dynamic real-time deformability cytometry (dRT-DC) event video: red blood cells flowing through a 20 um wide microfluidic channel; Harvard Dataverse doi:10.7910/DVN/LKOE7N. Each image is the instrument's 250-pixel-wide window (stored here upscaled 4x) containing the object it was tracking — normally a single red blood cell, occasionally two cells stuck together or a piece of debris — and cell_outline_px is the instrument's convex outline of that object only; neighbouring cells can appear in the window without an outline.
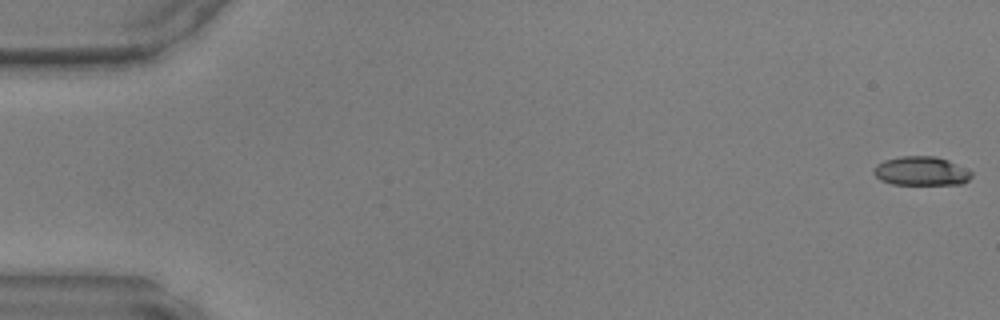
{"species": "common noctule bat (a hibernating species)", "species_latin": "Nyctalus noctula", "temperature_condition": "warm", "stored_images_in_passage": 48, "camera_frame_rate_fps": 3000, "um_per_image_px": 0.085, "animal": {"sex": "male", "body_mass_g": 17.9, "forearm_length_mm": 54.2}, "frame": {"image": 1, "passage_image": 1, "time_ms": 0.0, "image_size_px": [1000, 320], "cell_outline_px": [[972, 176], [964, 184], [892, 184], [880, 180], [872, 172], [876, 164], [884, 160], [900, 156], [936, 156], [948, 160], [972, 172]], "centroid_in_image_um": [78.28, 14.54], "position_along_channel_um": 6.7, "area_um2": 16.53}}
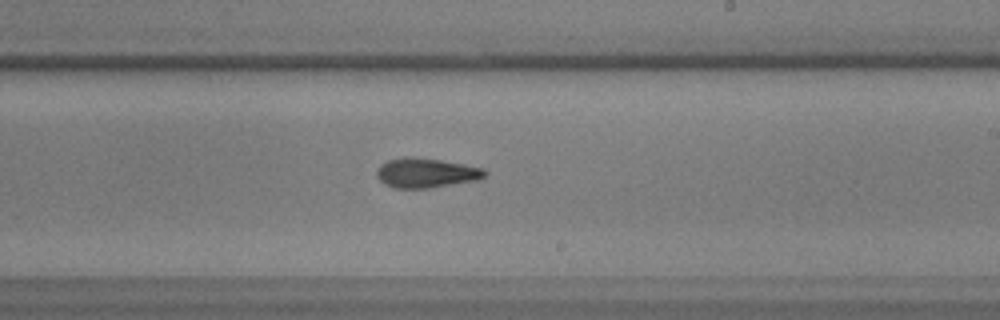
{"frame": {"image": 2, "passage_image": 29, "time_ms": 9.333, "image_size_px": [1000, 320], "cell_outline_px": [[488, 172], [480, 180], [428, 188], [392, 188], [384, 184], [376, 176], [376, 172], [380, 164], [388, 160], [408, 156], [412, 156], [440, 160], [464, 164], [484, 168]], "centroid_in_image_um": [36.22, 14.7], "position_along_channel_um": 252.8, "area_um2": 18.84}}
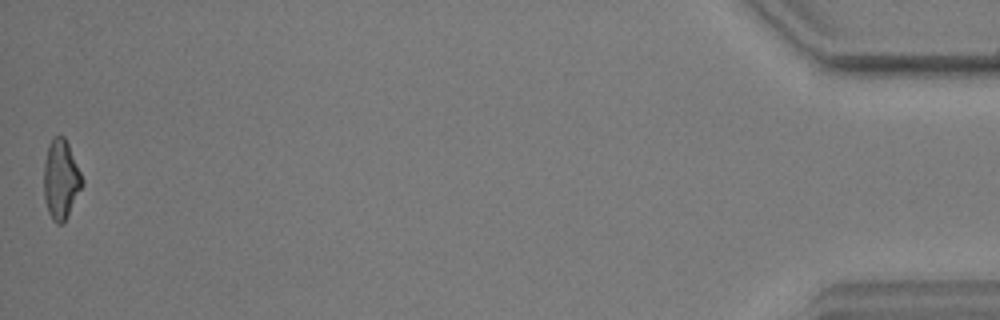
{"frame": {"image": 3, "passage_image": 48, "time_ms": 15.667, "image_size_px": [1000, 320], "cell_outline_px": [[84, 184], [64, 224], [56, 224], [52, 220], [48, 212], [44, 200], [44, 164], [48, 144], [52, 136], [64, 136], [68, 144], [84, 180]], "centroid_in_image_um": [5.18, 15.28], "position_along_channel_um": 430.0, "area_um2": 17.98}}